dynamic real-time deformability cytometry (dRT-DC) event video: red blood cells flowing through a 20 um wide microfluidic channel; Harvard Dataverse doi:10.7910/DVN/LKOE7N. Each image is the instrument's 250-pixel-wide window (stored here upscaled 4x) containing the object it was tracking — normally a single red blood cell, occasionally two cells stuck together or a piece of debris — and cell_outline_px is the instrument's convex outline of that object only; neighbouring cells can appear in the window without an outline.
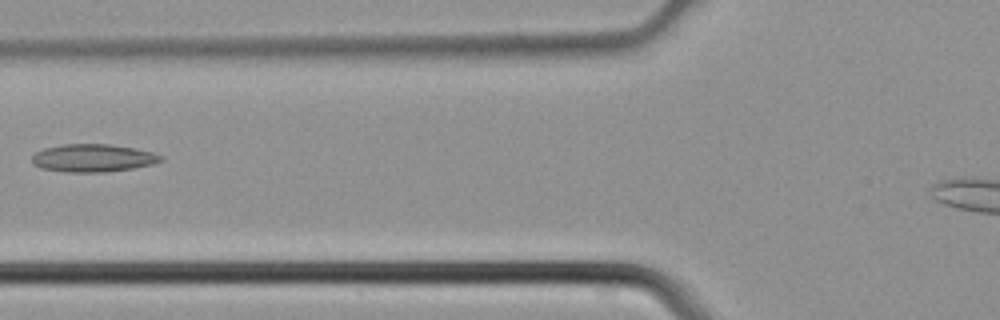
{"species": "common noctule bat (a hibernating species)", "species_latin": "Nyctalus noctula", "temperature_condition": "cold", "stored_images_in_passage": 3, "camera_frame_rate_fps": 3000, "um_per_image_px": 0.085, "animal": {"sex": "male", "body_mass_g": 21.5, "forearm_length_mm": 52.0}, "frame": {"image": 1, "passage_image": 3, "time_ms": 0.667, "image_size_px": [1000, 320], "cell_outline_px": [[164, 160], [152, 164], [132, 168], [108, 172], [68, 172], [40, 168], [32, 164], [32, 156], [36, 152], [44, 148], [64, 144], [112, 144], [136, 148], [152, 152], [164, 156]], "centroid_in_image_um": [7.92, 13.43], "position_along_channel_um": 117.9, "area_um2": 21.04}}